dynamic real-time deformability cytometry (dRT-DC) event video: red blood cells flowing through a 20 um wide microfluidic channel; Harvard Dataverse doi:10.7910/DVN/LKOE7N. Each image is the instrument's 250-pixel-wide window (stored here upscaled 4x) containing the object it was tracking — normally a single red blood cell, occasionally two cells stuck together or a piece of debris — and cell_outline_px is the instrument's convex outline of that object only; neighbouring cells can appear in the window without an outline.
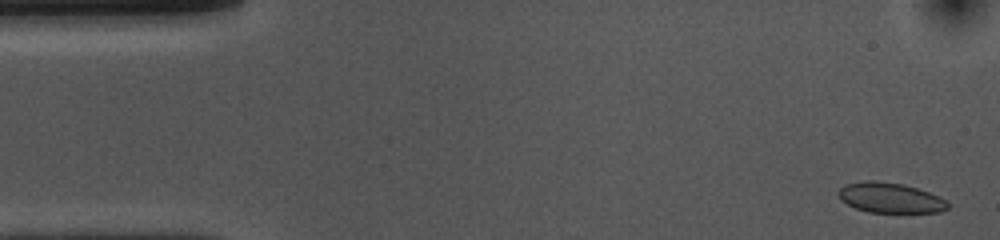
{"species": "common noctule bat (a hibernating species)", "species_latin": "Nyctalus noctula", "temperature_condition": "cold", "stored_images_in_passage": 53, "camera_frame_rate_fps": 3000, "um_per_image_px": 0.085, "animal": {"sex": "female", "body_mass_g": 10.0, "forearm_length_mm": 53.1}, "frame": {"image": 1, "passage_image": 2, "time_ms": 0.333, "image_size_px": [1000, 240], "cell_outline_px": [[948, 208], [940, 212], [868, 212], [856, 208], [840, 200], [836, 192], [844, 184], [864, 180], [872, 180], [904, 184], [928, 192], [944, 200], [948, 204]], "centroid_in_image_um": [75.59, 16.8], "position_along_channel_um": 9.4, "area_um2": 19.13}}
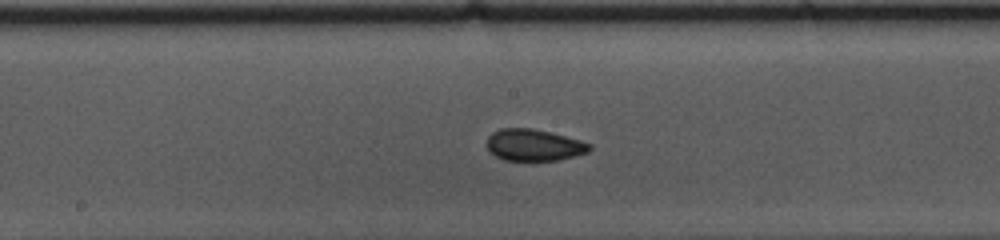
{"frame": {"image": 2, "passage_image": 26, "time_ms": 8.333, "image_size_px": [1000, 240], "cell_outline_px": [[592, 148], [588, 152], [576, 156], [556, 160], [532, 164], [504, 160], [496, 156], [488, 148], [488, 136], [492, 132], [500, 128], [532, 128], [580, 140], [592, 144]], "centroid_in_image_um": [45.39, 12.38], "position_along_channel_um": 202.8, "area_um2": 19.54}}
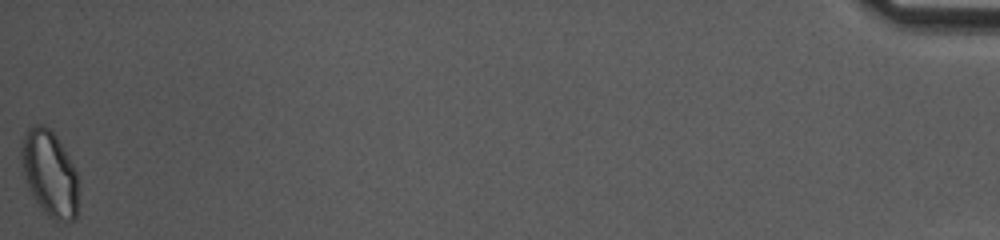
{"frame": {"image": 3, "passage_image": 53, "time_ms": 17.333, "image_size_px": [1000, 240], "cell_outline_px": [[80, 180], [76, 216], [72, 220], [56, 220], [48, 216], [44, 212], [28, 188], [20, 164], [20, 144], [28, 128], [36, 124], [44, 124], [56, 136], [76, 168]], "centroid_in_image_um": [4.22, 14.72], "position_along_channel_um": 431.0, "area_um2": 28.96}, "authors_computed_cell_mechanics": {"area_um2": 19.5942, "velocity_mm_per_s": 3.701, "shape_relaxation_time_tau1_ms": 2.4791, "shape_relaxation_time_tau2_ms": 1.6783, "deformation_change_tau1": 0.0703, "deformation_change_tau2": 0.036}}